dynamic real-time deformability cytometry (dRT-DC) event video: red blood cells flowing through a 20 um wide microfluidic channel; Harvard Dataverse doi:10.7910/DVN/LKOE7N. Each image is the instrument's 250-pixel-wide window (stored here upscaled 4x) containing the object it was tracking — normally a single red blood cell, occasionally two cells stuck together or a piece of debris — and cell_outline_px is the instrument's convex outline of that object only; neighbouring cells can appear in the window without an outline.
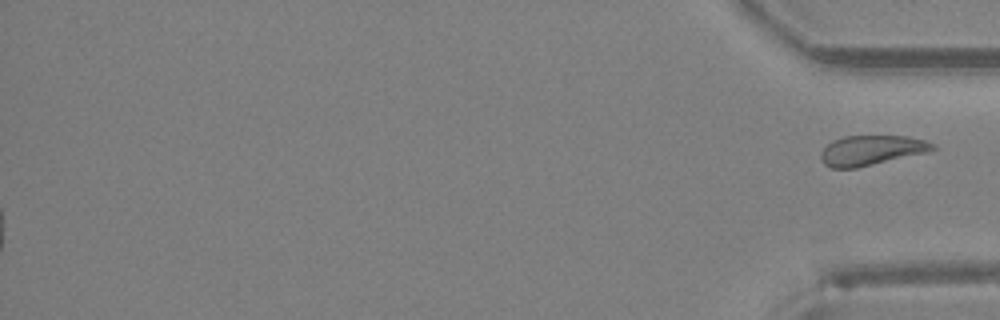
{"species": "Egyptian fruit bat (a non-hibernating species)", "species_latin": "Rousettus aegyptiacus", "temperature_condition": "room temperature", "stored_images_in_passage": 40, "segment_of_instrument_passage": [2, 2], "camera_frame_rate_fps": 3000, "um_per_image_px": 0.085, "animal": {"sex": "female"}, "frame": {"image": 1, "passage_image": 40, "time_ms": 13.0, "image_size_px": [1000, 320], "cell_outline_px": [[936, 148], [932, 152], [856, 168], [832, 168], [824, 164], [820, 160], [820, 152], [832, 140], [844, 136], [908, 136], [924, 140], [936, 144]], "centroid_in_image_um": [74.1, 12.78], "position_along_channel_um": 361.1, "area_um2": 19.83}}